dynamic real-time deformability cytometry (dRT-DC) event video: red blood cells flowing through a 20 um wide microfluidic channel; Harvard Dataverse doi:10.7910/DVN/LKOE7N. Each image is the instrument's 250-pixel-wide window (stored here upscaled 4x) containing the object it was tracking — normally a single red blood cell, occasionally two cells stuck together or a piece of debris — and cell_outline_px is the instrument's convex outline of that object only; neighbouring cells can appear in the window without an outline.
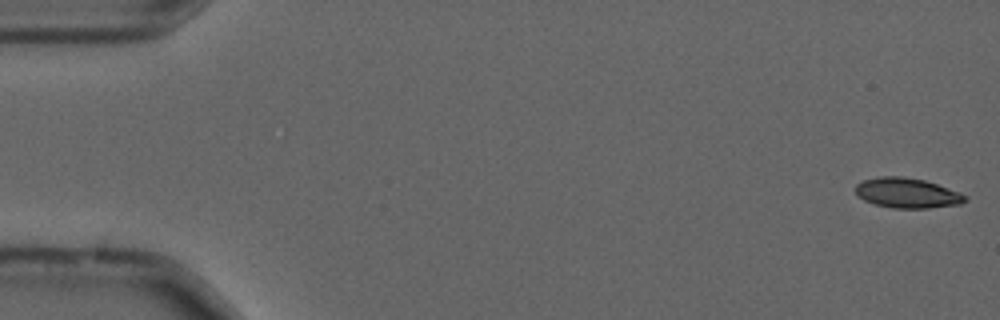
{"species": "common noctule bat (a hibernating species)", "species_latin": "Nyctalus noctula", "temperature_condition": "cold", "stored_images_in_passage": 8, "camera_frame_rate_fps": 3000, "um_per_image_px": 0.085, "animal": {"sex": "male", "forearm_length_mm": 52.5}, "frame": {"image": 1, "passage_image": 1, "time_ms": 0.0, "image_size_px": [1000, 320], "cell_outline_px": [[968, 200], [960, 204], [928, 208], [892, 208], [876, 204], [864, 200], [856, 192], [856, 184], [864, 180], [880, 176], [904, 176], [924, 180], [936, 184], [968, 196]], "centroid_in_image_um": [77.12, 16.4], "position_along_channel_um": 7.9, "area_um2": 19.02}}